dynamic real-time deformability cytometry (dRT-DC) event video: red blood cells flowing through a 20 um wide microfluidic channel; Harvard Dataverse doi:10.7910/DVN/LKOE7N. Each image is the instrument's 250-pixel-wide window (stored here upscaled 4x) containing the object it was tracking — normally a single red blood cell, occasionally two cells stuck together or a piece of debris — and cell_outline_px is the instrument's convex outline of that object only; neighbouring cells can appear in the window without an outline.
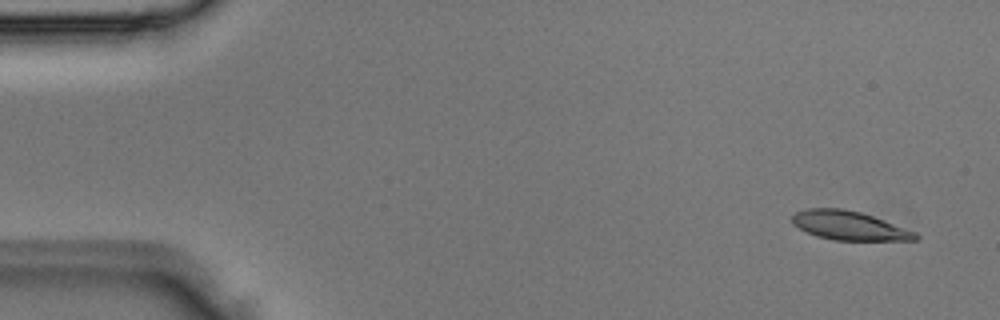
{"species": "Egyptian fruit bat (a non-hibernating species)", "species_latin": "Rousettus aegyptiacus", "temperature_condition": "room temperature", "stored_images_in_passage": 5, "camera_frame_rate_fps": 3000, "um_per_image_px": 0.085, "animal": {"sex": "male"}, "frame": {"image": 1, "passage_image": 1, "time_ms": 0.0, "image_size_px": [1000, 320], "cell_outline_px": [[920, 236], [916, 240], [832, 240], [816, 236], [792, 224], [792, 216], [796, 212], [808, 208], [844, 208], [860, 212], [884, 220], [916, 232]], "centroid_in_image_um": [72.17, 19.17], "position_along_channel_um": 12.8, "area_um2": 20.69}}
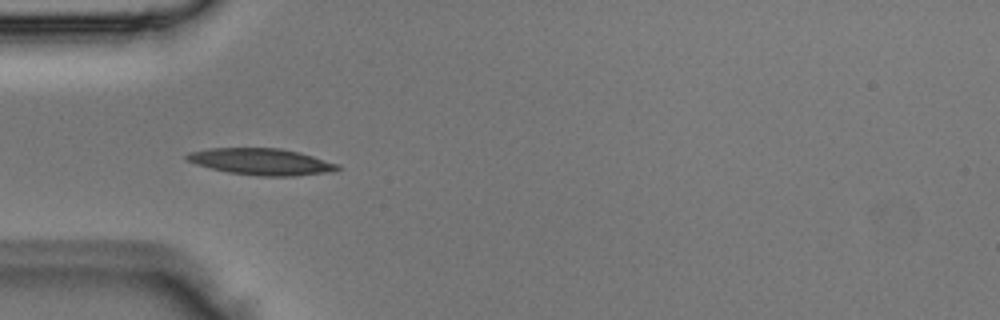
{"frame": {"image": 2, "passage_image": 4, "time_ms": 1.0, "image_size_px": [1000, 320], "cell_outline_px": [[340, 168], [336, 172], [296, 176], [260, 176], [228, 172], [196, 164], [184, 160], [184, 156], [188, 152], [208, 148], [280, 148], [300, 152], [340, 164]], "centroid_in_image_um": [22.24, 13.74], "position_along_channel_um": 62.8, "area_um2": 23.64}}
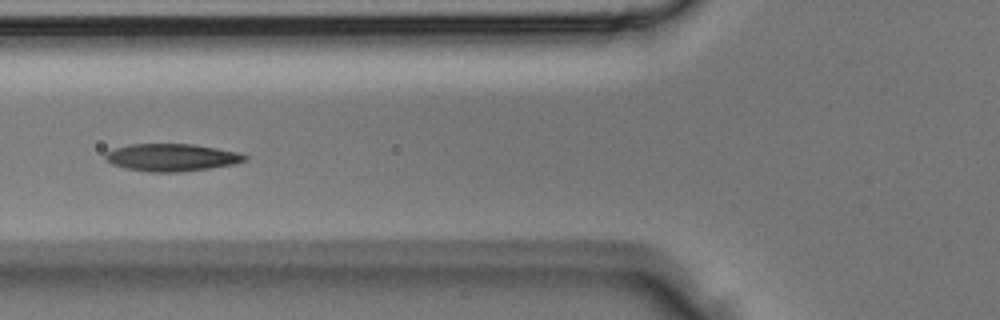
{"frame": {"image": 3, "passage_image": 5, "time_ms": 1.333, "image_size_px": [1000, 320], "cell_outline_px": [[248, 160], [232, 164], [212, 168], [180, 172], [148, 172], [124, 168], [112, 164], [104, 160], [104, 152], [128, 144], [192, 144], [240, 152], [248, 156]], "centroid_in_image_um": [14.57, 13.38], "position_along_channel_um": 111.2, "area_um2": 22.54}}